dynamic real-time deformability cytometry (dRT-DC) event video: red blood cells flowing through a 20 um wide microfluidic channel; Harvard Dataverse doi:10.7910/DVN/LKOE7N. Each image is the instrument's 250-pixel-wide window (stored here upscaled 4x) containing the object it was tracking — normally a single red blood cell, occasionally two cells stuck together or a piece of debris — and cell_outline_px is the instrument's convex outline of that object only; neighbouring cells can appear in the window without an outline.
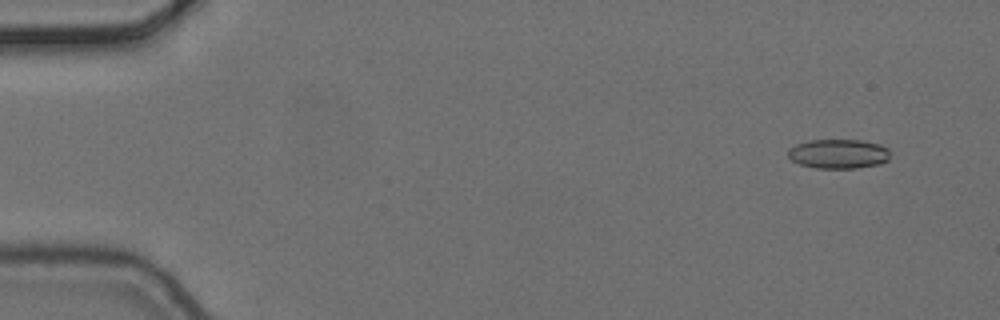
{"species": "common noctule bat (a hibernating species)", "species_latin": "Nyctalus noctula", "temperature_condition": "cold", "stored_images_in_passage": 10, "camera_frame_rate_fps": 3000, "um_per_image_px": 0.085, "animal": {"sex": "female", "body_mass_g": 24.6, "forearm_length_mm": 56.2}, "frame": {"image": 1, "passage_image": 1, "time_ms": 0.0, "image_size_px": [1000, 320], "cell_outline_px": [[888, 160], [880, 164], [856, 168], [816, 168], [800, 164], [792, 160], [788, 156], [788, 148], [796, 144], [808, 140], [860, 140], [880, 144], [888, 148]], "centroid_in_image_um": [71.25, 13.07], "position_along_channel_um": 13.7, "area_um2": 17.51}}
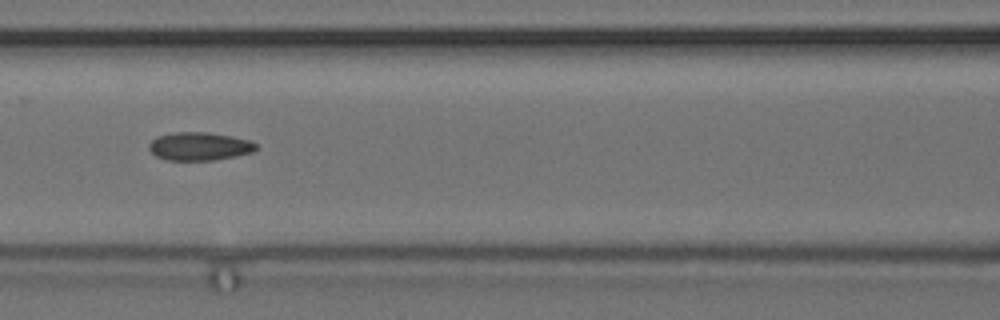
{"frame": {"image": 2, "passage_image": 6, "time_ms": 1.667, "image_size_px": [1000, 320], "cell_outline_px": [[256, 148], [252, 152], [236, 156], [212, 160], [168, 160], [156, 156], [148, 148], [148, 144], [156, 136], [176, 132], [208, 132], [232, 136], [248, 140], [256, 144]], "centroid_in_image_um": [16.92, 12.43], "position_along_channel_um": 149.7, "area_um2": 17.51}}
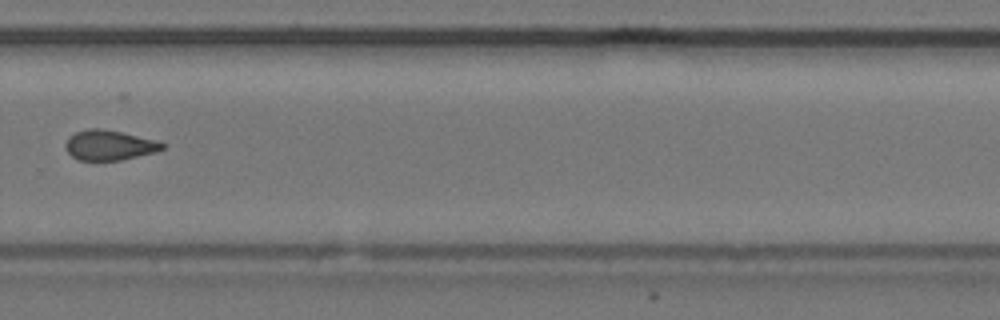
{"frame": {"image": 3, "passage_image": 10, "time_ms": 3.0, "image_size_px": [1000, 320], "cell_outline_px": [[164, 148], [156, 152], [120, 160], [76, 160], [68, 152], [64, 144], [68, 136], [76, 132], [88, 128], [100, 128], [120, 132], [156, 140], [164, 144]], "centroid_in_image_um": [9.25, 12.34], "position_along_channel_um": 320.5, "area_um2": 16.88}}